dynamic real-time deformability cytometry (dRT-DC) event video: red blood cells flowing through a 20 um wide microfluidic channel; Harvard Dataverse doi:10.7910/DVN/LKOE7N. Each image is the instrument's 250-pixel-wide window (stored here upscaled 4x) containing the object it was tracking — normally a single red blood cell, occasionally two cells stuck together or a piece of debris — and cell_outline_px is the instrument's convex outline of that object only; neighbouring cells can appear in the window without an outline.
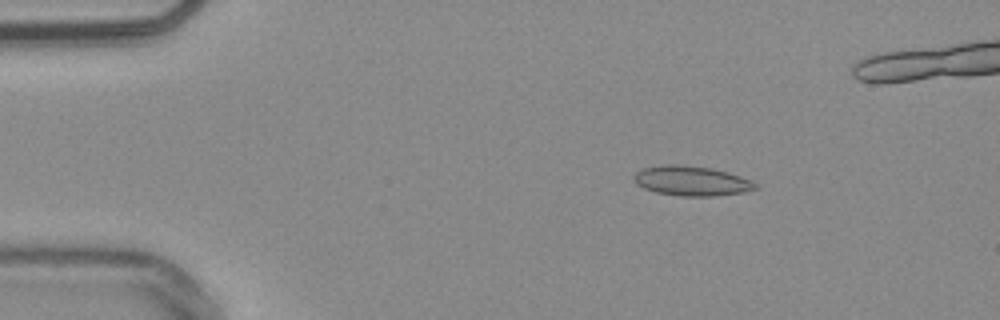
{"species": "common noctule bat (a hibernating species)", "species_latin": "Nyctalus noctula", "temperature_condition": "warm", "stored_images_in_passage": 55, "camera_frame_rate_fps": 3000, "um_per_image_px": 0.085, "animal": {"sex": "male", "body_mass_g": 20.4}, "frame": {"image": 1, "passage_image": 9, "time_ms": 2.667, "image_size_px": [1000, 320], "cell_outline_px": [[756, 188], [744, 192], [716, 196], [680, 196], [656, 192], [644, 188], [636, 184], [632, 180], [632, 176], [636, 172], [644, 168], [668, 164], [680, 164], [712, 168], [728, 172], [752, 180], [756, 184]], "centroid_in_image_um": [58.76, 15.37], "position_along_channel_um": 26.2, "area_um2": 21.15}}
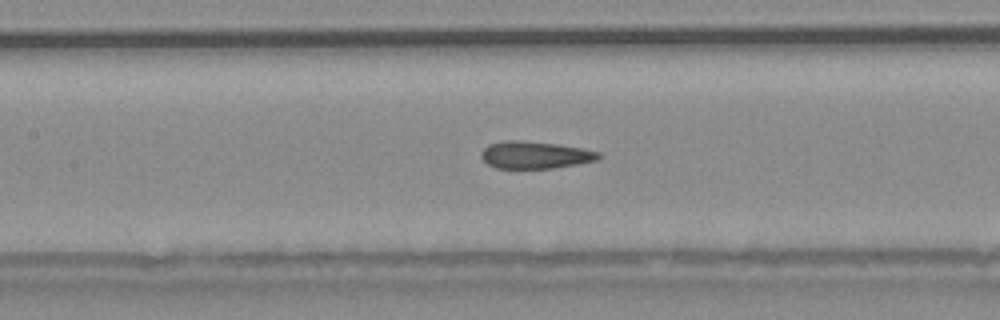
{"frame": {"image": 2, "passage_image": 25, "time_ms": 8.0, "image_size_px": [1000, 320], "cell_outline_px": [[604, 156], [596, 160], [556, 168], [496, 168], [488, 164], [480, 156], [480, 152], [488, 144], [504, 140], [520, 140], [556, 144], [580, 148], [600, 152]], "centroid_in_image_um": [45.46, 13.17], "position_along_channel_um": 161.9, "area_um2": 18.67}}
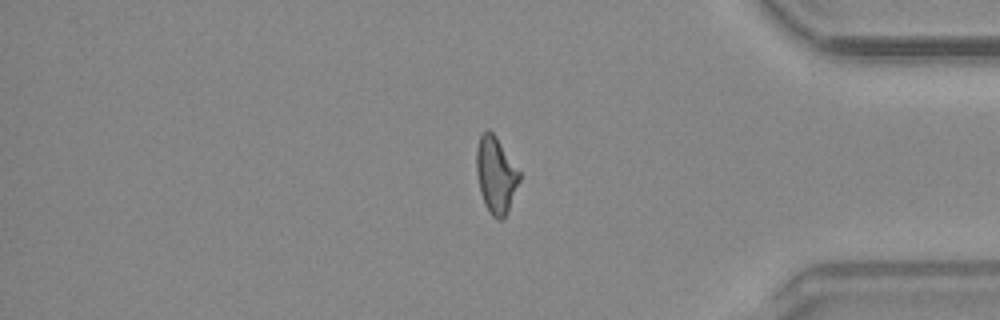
{"frame": {"image": 3, "passage_image": 45, "time_ms": 14.667, "image_size_px": [1000, 320], "cell_outline_px": [[520, 180], [508, 212], [504, 220], [496, 220], [492, 216], [484, 204], [480, 192], [476, 172], [476, 148], [480, 136], [488, 128], [496, 136], [520, 172]], "centroid_in_image_um": [42.14, 14.9], "position_along_channel_um": 393.1, "area_um2": 19.31}, "authors_computed_cell_mechanics": {"area_um2": 19.3052, "velocity_mm_per_s": 3.8145, "shape_relaxation_time_tau1_ms": null, "shape_relaxation_time_tau2_ms": 1.3452, "deformation_change_tau1": null, "deformation_change_tau2": 0.1023}}